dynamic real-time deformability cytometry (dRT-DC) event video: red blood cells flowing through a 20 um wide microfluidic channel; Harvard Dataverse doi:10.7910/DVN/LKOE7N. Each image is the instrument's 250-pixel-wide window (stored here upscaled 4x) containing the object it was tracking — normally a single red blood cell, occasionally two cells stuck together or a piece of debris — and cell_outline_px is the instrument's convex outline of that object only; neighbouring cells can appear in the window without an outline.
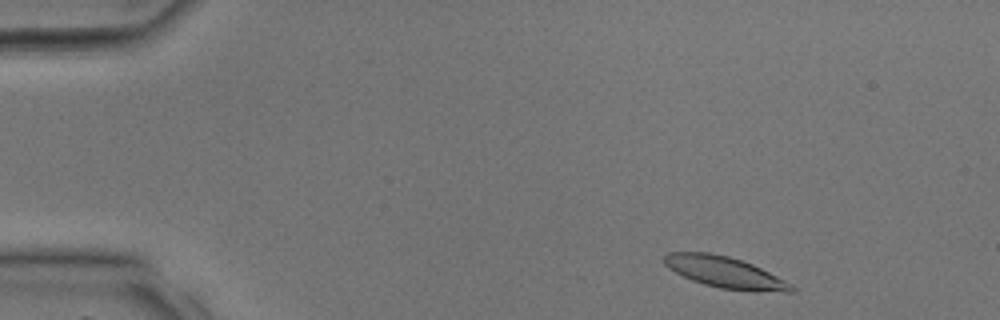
{"species": "common noctule bat (a hibernating species)", "species_latin": "Nyctalus noctula", "temperature_condition": "room temperature", "stored_images_in_passage": 33, "camera_frame_rate_fps": 3000, "um_per_image_px": 0.085, "animal": {"sex": "male", "body_mass_g": 17.9, "forearm_length_mm": 54.2}, "frame": {"image": 1, "passage_image": 2, "time_ms": 0.333, "image_size_px": [1000, 320], "cell_outline_px": [[796, 292], [756, 292], [720, 288], [704, 284], [692, 280], [668, 268], [664, 264], [664, 256], [668, 252], [708, 252], [728, 256], [752, 264], [792, 284], [796, 288]], "centroid_in_image_um": [61.64, 23.16], "position_along_channel_um": 23.4, "area_um2": 23.12}}
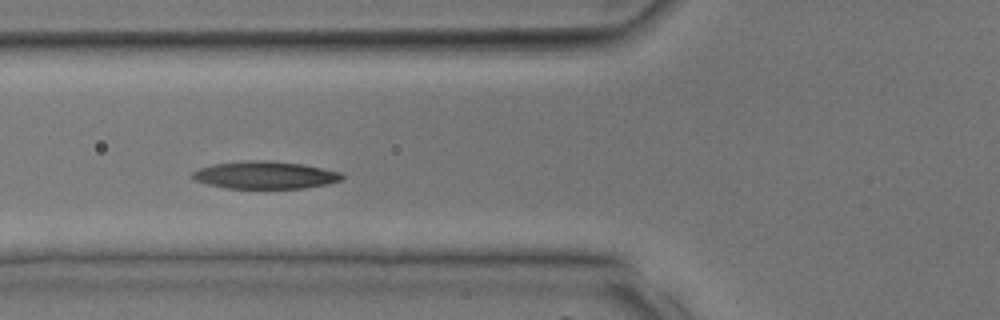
{"frame": {"image": 2, "passage_image": 11, "time_ms": 3.333, "image_size_px": [1000, 320], "cell_outline_px": [[344, 176], [340, 180], [328, 184], [304, 188], [228, 188], [208, 184], [196, 180], [192, 176], [192, 172], [200, 168], [212, 164], [248, 160], [268, 160], [304, 164], [340, 172]], "centroid_in_image_um": [22.54, 14.87], "position_along_channel_um": 103.3, "area_um2": 23.87}}
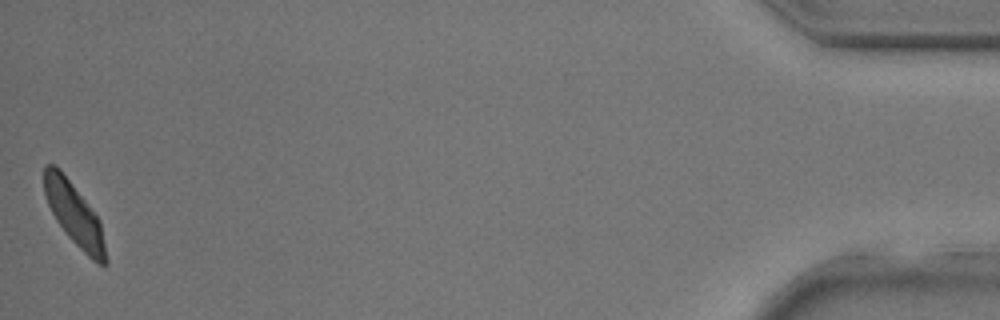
{"frame": {"image": 3, "passage_image": 33, "time_ms": 10.667, "image_size_px": [1000, 320], "cell_outline_px": [[108, 264], [100, 264], [92, 260], [68, 236], [56, 220], [48, 204], [44, 192], [44, 164], [52, 164], [60, 168], [100, 220], [108, 260]], "centroid_in_image_um": [6.32, 18.21], "position_along_channel_um": 428.9, "area_um2": 22.14}}